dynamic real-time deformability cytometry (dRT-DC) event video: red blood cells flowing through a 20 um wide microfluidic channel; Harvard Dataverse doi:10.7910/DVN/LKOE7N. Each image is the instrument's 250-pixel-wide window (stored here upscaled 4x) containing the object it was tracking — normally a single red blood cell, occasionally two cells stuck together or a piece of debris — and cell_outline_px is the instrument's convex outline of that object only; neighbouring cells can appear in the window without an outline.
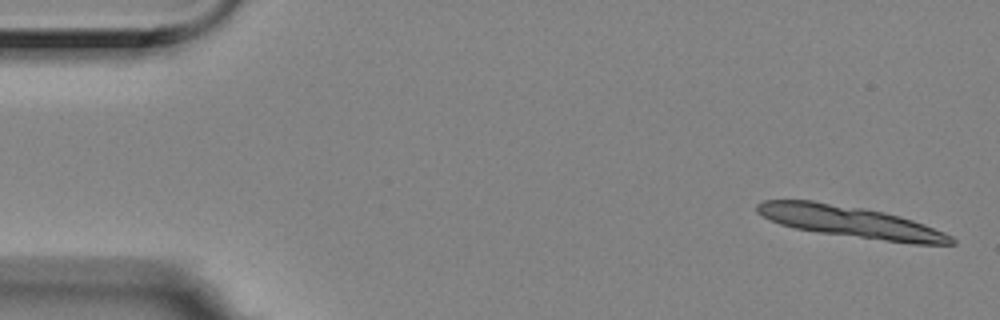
{"species": "Egyptian fruit bat (a non-hibernating species)", "species_latin": "Rousettus aegyptiacus", "temperature_condition": "room temperature", "stored_images_in_passage": 5, "segment_of_instrument_passage": [1, 2], "camera_frame_rate_fps": 3000, "um_per_image_px": 0.085, "animal": {"sex": "female"}, "frame": {"image": 1, "passage_image": 1, "time_ms": 0.0, "image_size_px": [1000, 320], "cell_outline_px": [[956, 244], [912, 244], [820, 232], [796, 228], [780, 224], [756, 212], [756, 204], [764, 200], [812, 200], [864, 208], [884, 212], [900, 216], [924, 224], [944, 232], [952, 236], [956, 240]], "centroid_in_image_um": [72.32, 18.85], "position_along_channel_um": 12.7, "area_um2": 35.32}}